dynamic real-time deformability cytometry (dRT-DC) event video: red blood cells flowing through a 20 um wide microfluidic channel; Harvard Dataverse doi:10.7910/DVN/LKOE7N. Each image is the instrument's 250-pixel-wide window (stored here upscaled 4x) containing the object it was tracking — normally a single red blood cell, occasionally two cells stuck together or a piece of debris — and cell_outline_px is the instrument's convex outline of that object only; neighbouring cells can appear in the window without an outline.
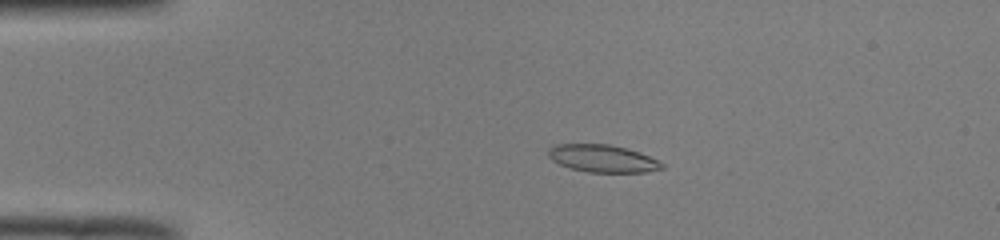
{"species": "common noctule bat (a hibernating species)", "species_latin": "Nyctalus noctula", "temperature_condition": "room temperature", "stored_images_in_passage": 50, "camera_frame_rate_fps": 3000, "um_per_image_px": 0.085, "animal": {"sex": "male", "body_mass_g": 19.0, "forearm_length_mm": 50.8}, "frame": {"image": 1, "passage_image": 10, "time_ms": 3.0, "image_size_px": [1000, 240], "cell_outline_px": [[664, 168], [644, 172], [588, 172], [572, 168], [560, 164], [552, 160], [548, 156], [548, 148], [556, 144], [608, 144], [628, 148], [640, 152], [660, 160], [664, 164]], "centroid_in_image_um": [51.25, 13.46], "position_along_channel_um": 33.7, "area_um2": 18.26}}
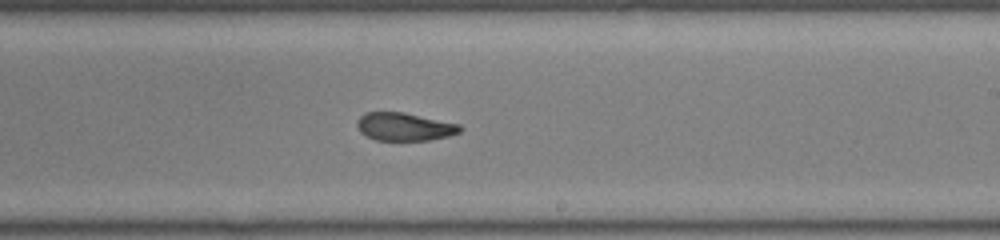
{"frame": {"image": 2, "passage_image": 30, "time_ms": 9.667, "image_size_px": [1000, 240], "cell_outline_px": [[464, 128], [460, 132], [448, 136], [428, 140], [376, 140], [360, 132], [356, 124], [356, 120], [364, 112], [404, 112], [460, 124]], "centroid_in_image_um": [34.38, 10.76], "position_along_channel_um": 254.6, "area_um2": 16.88}}
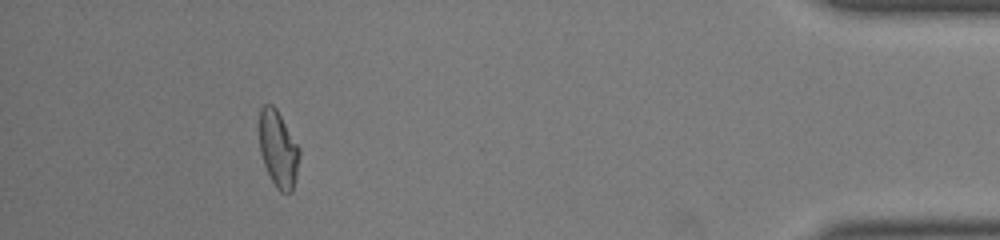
{"frame": {"image": 3, "passage_image": 46, "time_ms": 15.0, "image_size_px": [1000, 240], "cell_outline_px": [[300, 156], [296, 176], [292, 192], [280, 192], [276, 188], [264, 164], [260, 152], [260, 108], [264, 104], [272, 104], [276, 108], [300, 148]], "centroid_in_image_um": [23.66, 12.67], "position_along_channel_um": 411.5, "area_um2": 17.74}, "authors_computed_cell_mechanics": {"area_um2": 18.0914, "velocity_mm_per_s": 4.0003, "shape_relaxation_time_tau1_ms": null, "shape_relaxation_time_tau2_ms": 1.4511, "deformation_change_tau1": null, "deformation_change_tau2": 0.0679}}